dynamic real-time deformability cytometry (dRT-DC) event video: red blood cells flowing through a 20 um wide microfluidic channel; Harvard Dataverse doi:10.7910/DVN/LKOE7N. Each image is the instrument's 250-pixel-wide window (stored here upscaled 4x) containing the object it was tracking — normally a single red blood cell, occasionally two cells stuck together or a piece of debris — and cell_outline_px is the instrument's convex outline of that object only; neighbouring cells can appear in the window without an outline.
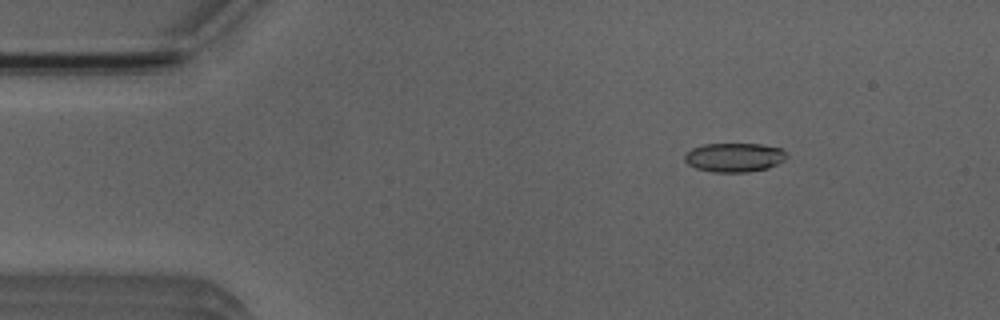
{"species": "Egyptian fruit bat (a non-hibernating species)", "species_latin": "Rousettus aegyptiacus", "temperature_condition": "room temperature", "stored_images_in_passage": 3, "camera_frame_rate_fps": 3000, "um_per_image_px": 0.085, "animal": {"sex": "male"}, "frame": {"image": 1, "passage_image": 1, "time_ms": 0.0, "image_size_px": [1000, 320], "cell_outline_px": [[788, 156], [784, 160], [768, 168], [748, 172], [712, 172], [696, 168], [688, 164], [684, 160], [684, 156], [692, 148], [704, 144], [760, 144], [780, 148]], "centroid_in_image_um": [62.4, 13.38], "position_along_channel_um": 22.6, "area_um2": 17.17}}